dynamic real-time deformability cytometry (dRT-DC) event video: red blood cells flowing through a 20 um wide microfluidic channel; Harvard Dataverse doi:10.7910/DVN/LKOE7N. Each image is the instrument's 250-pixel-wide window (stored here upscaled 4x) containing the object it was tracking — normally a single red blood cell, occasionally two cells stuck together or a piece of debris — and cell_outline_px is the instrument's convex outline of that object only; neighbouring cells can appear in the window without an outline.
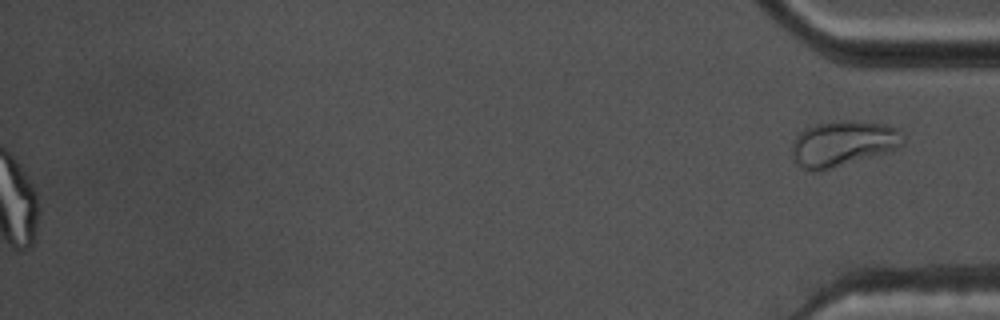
{"species": "common noctule bat (a hibernating species)", "species_latin": "Nyctalus noctula", "temperature_condition": "warm", "stored_images_in_passage": 42, "segment_of_instrument_passage": [2, 2], "camera_frame_rate_fps": 3000, "um_per_image_px": 0.085, "animal": {"sex": "male", "body_mass_g": 17.5, "forearm_length_mm": 52.3}, "frame": {"image": 1, "passage_image": 42, "time_ms": 13.667, "image_size_px": [1000, 320], "cell_outline_px": [[904, 144], [900, 148], [888, 152], [820, 172], [812, 172], [796, 164], [792, 156], [792, 144], [796, 136], [800, 132], [812, 124], [840, 120], [860, 120], [884, 124], [896, 128], [904, 140]], "centroid_in_image_um": [71.64, 12.2], "position_along_channel_um": 363.6, "area_um2": 29.94}}